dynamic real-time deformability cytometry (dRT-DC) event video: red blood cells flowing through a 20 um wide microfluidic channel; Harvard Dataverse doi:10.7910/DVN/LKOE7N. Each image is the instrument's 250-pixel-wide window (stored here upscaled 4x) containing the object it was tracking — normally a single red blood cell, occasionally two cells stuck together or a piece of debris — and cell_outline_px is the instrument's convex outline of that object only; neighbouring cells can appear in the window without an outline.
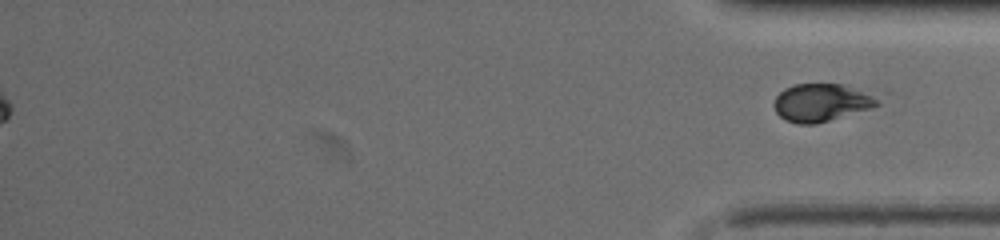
{"species": "common noctule bat (a hibernating species)", "species_latin": "Nyctalus noctula", "temperature_condition": "warm", "stored_images_in_passage": 33, "segment_of_instrument_passage": [2, 2], "camera_frame_rate_fps": 3000, "um_per_image_px": 0.085, "animal": {"sex": "female", "body_mass_g": 19.5, "forearm_length_mm": 54.1}, "frame": {"image": 1, "passage_image": 33, "time_ms": 17.333, "image_size_px": [1000, 240], "cell_outline_px": [[880, 104], [868, 108], [816, 124], [796, 124], [784, 120], [776, 112], [772, 104], [776, 96], [784, 88], [796, 84], [844, 84], [872, 96], [880, 100]], "centroid_in_image_um": [69.72, 8.72], "position_along_channel_um": 365.5, "area_um2": 22.43}}